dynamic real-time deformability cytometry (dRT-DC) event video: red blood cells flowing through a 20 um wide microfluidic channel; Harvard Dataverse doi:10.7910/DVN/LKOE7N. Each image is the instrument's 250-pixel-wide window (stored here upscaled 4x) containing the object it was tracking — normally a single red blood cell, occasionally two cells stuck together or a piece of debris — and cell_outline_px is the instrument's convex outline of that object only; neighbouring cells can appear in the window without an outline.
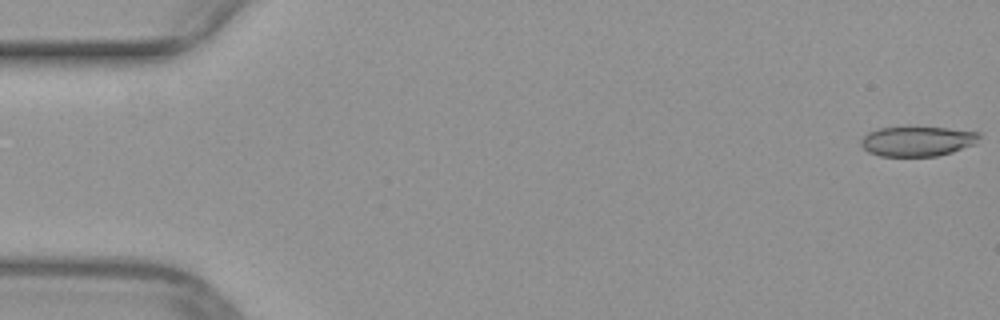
{"species": "common noctule bat (a hibernating species)", "species_latin": "Nyctalus noctula", "temperature_condition": "warm", "stored_images_in_passage": 15, "camera_frame_rate_fps": 3000, "um_per_image_px": 0.085, "animal": {"sex": "female", "body_mass_g": 29.2, "forearm_length_mm": 56.3}, "frame": {"image": 1, "passage_image": 1, "time_ms": 0.0, "image_size_px": [1000, 320], "cell_outline_px": [[980, 136], [976, 144], [952, 152], [936, 156], [880, 156], [868, 152], [860, 144], [860, 140], [868, 132], [880, 128], [908, 124], [948, 128], [980, 132]], "centroid_in_image_um": [77.97, 11.96], "position_along_channel_um": 7.0, "area_um2": 21.44}}
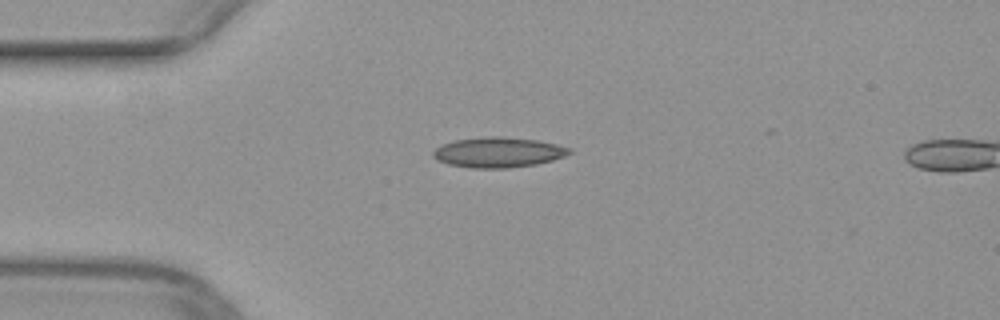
{"frame": {"image": 2, "passage_image": 13, "time_ms": 4.0, "image_size_px": [1000, 320], "cell_outline_px": [[572, 152], [564, 156], [552, 160], [536, 164], [508, 168], [468, 168], [448, 164], [432, 156], [432, 152], [436, 148], [444, 144], [456, 140], [488, 136], [504, 136], [536, 140], [556, 144], [572, 148]], "centroid_in_image_um": [42.37, 12.95], "position_along_channel_um": 42.6, "area_um2": 23.93}}